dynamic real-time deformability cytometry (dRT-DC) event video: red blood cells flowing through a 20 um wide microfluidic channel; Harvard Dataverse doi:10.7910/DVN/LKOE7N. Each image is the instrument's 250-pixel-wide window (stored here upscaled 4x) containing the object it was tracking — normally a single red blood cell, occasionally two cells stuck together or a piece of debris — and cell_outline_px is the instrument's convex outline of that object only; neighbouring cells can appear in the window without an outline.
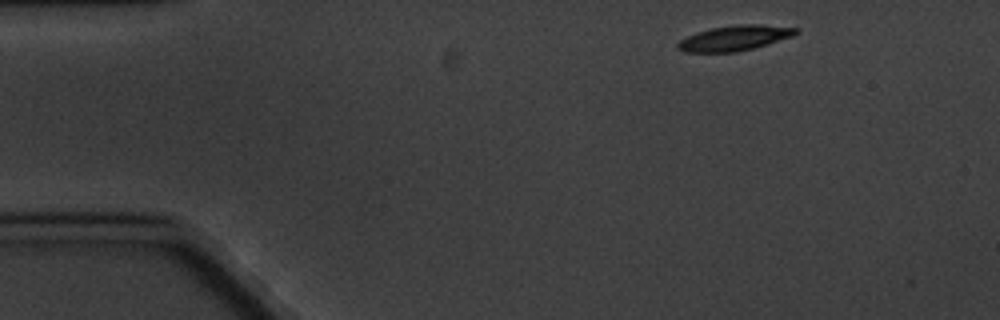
{"species": "common noctule bat (a hibernating species)", "species_latin": "Nyctalus noctula", "temperature_condition": "cold", "stored_images_in_passage": 7, "camera_frame_rate_fps": 3000, "um_per_image_px": 0.085, "animal": {"sex": "male", "body_mass_g": 20.1, "forearm_length_mm": 53.5}, "frame": {"image": 1, "passage_image": 1, "time_ms": 0.0, "image_size_px": [1000, 320], "cell_outline_px": [[800, 32], [792, 36], [752, 48], [736, 52], [684, 52], [676, 48], [676, 44], [680, 40], [696, 32], [712, 28], [736, 24], [760, 24], [800, 28]], "centroid_in_image_um": [62.43, 3.22], "position_along_channel_um": 22.6, "area_um2": 17.28}}
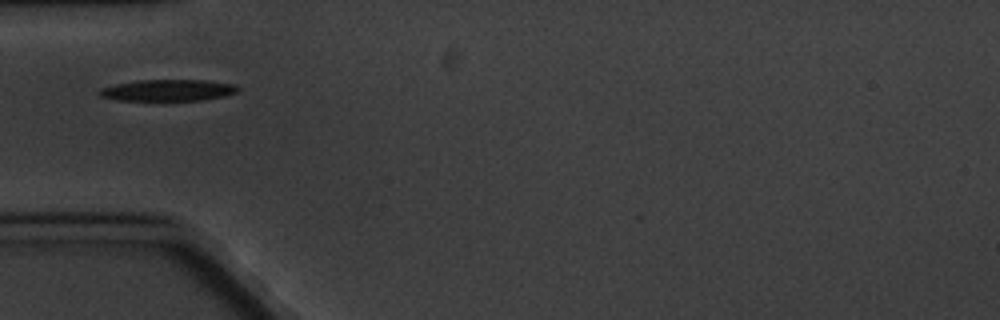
{"frame": {"image": 2, "passage_image": 4, "time_ms": 3.667, "image_size_px": [1000, 320], "cell_outline_px": [[240, 92], [224, 96], [200, 100], [164, 104], [116, 100], [100, 96], [96, 92], [100, 88], [116, 84], [140, 80], [204, 80], [236, 84], [240, 88]], "centroid_in_image_um": [14.25, 7.73], "position_along_channel_um": 70.7, "area_um2": 18.61}}